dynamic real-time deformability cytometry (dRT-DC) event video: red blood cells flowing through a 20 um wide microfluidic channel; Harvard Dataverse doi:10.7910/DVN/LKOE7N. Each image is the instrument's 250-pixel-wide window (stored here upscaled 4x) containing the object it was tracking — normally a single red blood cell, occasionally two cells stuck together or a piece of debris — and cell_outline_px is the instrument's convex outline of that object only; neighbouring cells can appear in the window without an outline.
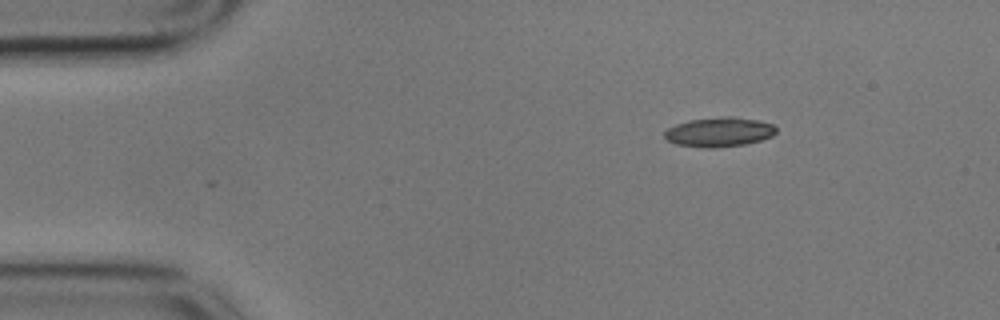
{"species": "common noctule bat (a hibernating species)", "species_latin": "Nyctalus noctula", "temperature_condition": "cold", "stored_images_in_passage": 3, "camera_frame_rate_fps": 3000, "um_per_image_px": 0.085, "animal": {"sex": "male", "body_mass_g": 17.9}, "frame": {"image": 1, "passage_image": 3, "time_ms": 0.667, "image_size_px": [1000, 320], "cell_outline_px": [[776, 132], [772, 136], [760, 140], [744, 144], [712, 148], [704, 148], [676, 144], [668, 140], [664, 136], [664, 132], [668, 128], [676, 124], [688, 120], [728, 116], [732, 116], [756, 120], [772, 124], [776, 128]], "centroid_in_image_um": [61.11, 11.22], "position_along_channel_um": 23.9, "area_um2": 19.02}}